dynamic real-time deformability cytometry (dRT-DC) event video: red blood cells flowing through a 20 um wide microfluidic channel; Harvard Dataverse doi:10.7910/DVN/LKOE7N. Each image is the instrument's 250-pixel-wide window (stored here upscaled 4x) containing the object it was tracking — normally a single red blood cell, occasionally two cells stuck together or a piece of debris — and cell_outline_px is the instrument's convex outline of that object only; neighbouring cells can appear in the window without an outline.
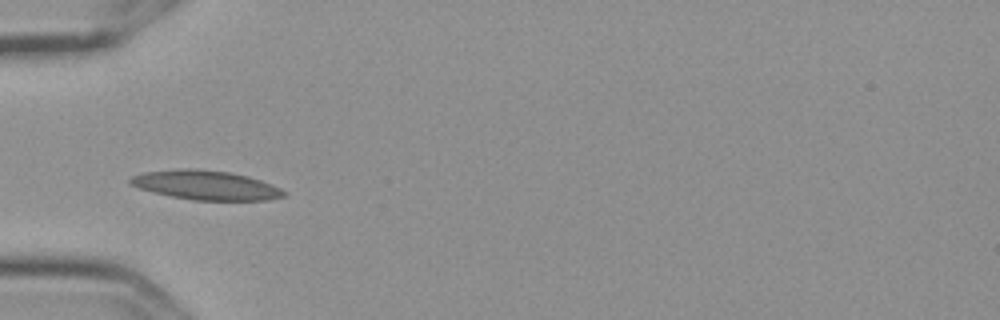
{"species": "Egyptian fruit bat (a non-hibernating species)", "species_latin": "Rousettus aegyptiacus", "temperature_condition": "cold", "stored_images_in_passage": 10, "camera_frame_rate_fps": 3000, "um_per_image_px": 0.085, "frame": {"image": 1, "passage_image": 5, "time_ms": 1.333, "image_size_px": [1000, 320], "cell_outline_px": [[288, 192], [284, 196], [268, 200], [192, 200], [172, 196], [140, 188], [132, 184], [128, 180], [132, 176], [144, 172], [176, 168], [196, 168], [228, 172], [248, 176], [260, 180], [280, 188]], "centroid_in_image_um": [17.51, 15.73], "position_along_channel_um": 67.5, "area_um2": 26.07}}
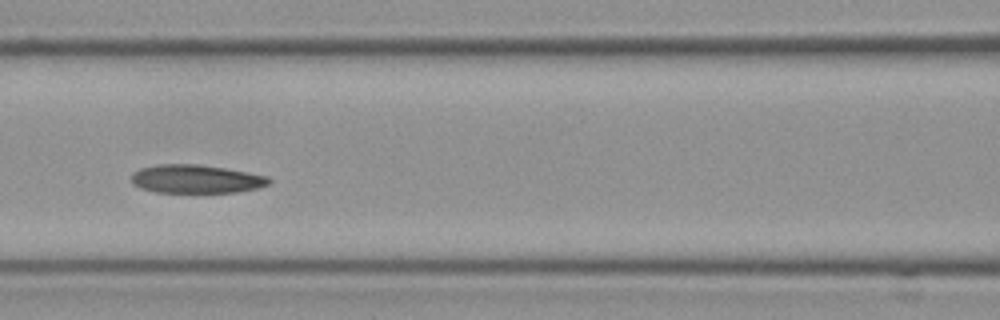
{"frame": {"image": 2, "passage_image": 7, "time_ms": 2.0, "image_size_px": [1000, 320], "cell_outline_px": [[272, 180], [268, 184], [260, 188], [240, 192], [152, 192], [140, 188], [132, 184], [132, 172], [140, 168], [160, 164], [196, 164], [224, 168], [248, 172], [268, 176]], "centroid_in_image_um": [16.67, 15.22], "position_along_channel_um": 149.9, "area_um2": 22.95}}
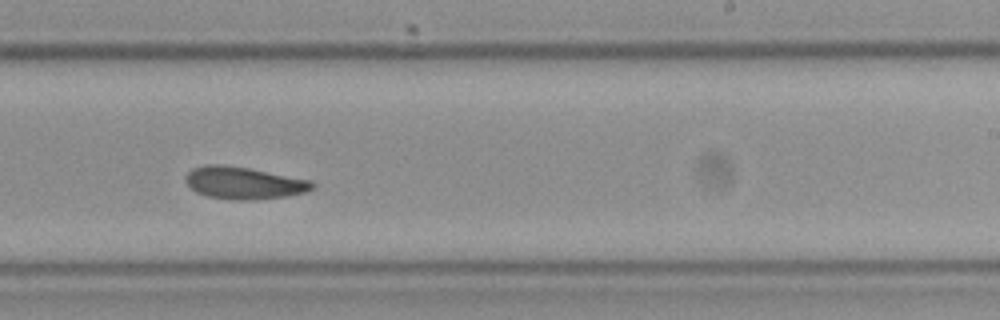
{"frame": {"image": 3, "passage_image": 10, "time_ms": 3.0, "image_size_px": [1000, 320], "cell_outline_px": [[316, 188], [304, 192], [288, 196], [256, 200], [232, 200], [208, 196], [196, 192], [184, 180], [184, 176], [192, 168], [204, 164], [216, 164], [248, 168], [312, 180], [316, 184]], "centroid_in_image_um": [20.74, 15.55], "position_along_channel_um": 268.3, "area_um2": 23.99}}